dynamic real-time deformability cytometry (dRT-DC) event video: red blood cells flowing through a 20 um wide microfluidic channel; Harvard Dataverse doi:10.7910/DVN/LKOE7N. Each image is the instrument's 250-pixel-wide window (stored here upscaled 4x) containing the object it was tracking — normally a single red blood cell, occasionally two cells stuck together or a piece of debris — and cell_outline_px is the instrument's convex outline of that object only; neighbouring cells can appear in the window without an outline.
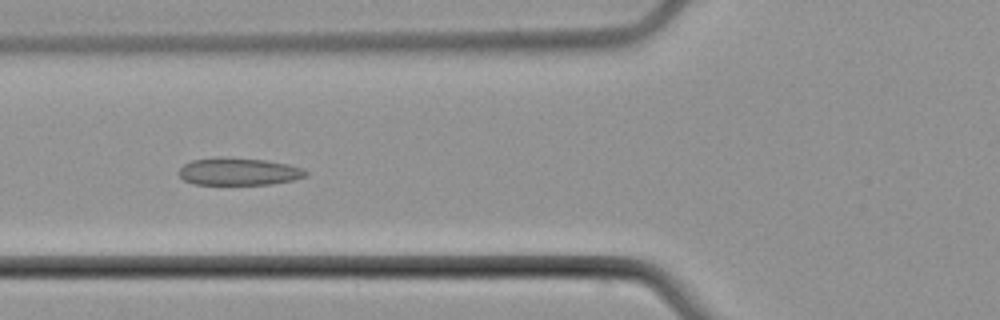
{"species": "common noctule bat (a hibernating species)", "species_latin": "Nyctalus noctula", "temperature_condition": "cold", "stored_images_in_passage": 5, "camera_frame_rate_fps": 3000, "um_per_image_px": 0.085, "animal": {"sex": "male", "body_mass_g": 21.5, "forearm_length_mm": 52.0}, "frame": {"image": 1, "passage_image": 5, "time_ms": 5.0, "image_size_px": [1000, 320], "cell_outline_px": [[308, 176], [296, 180], [272, 184], [192, 184], [184, 180], [180, 176], [180, 168], [184, 164], [192, 160], [264, 160], [288, 164], [304, 168], [308, 172]], "centroid_in_image_um": [20.4, 14.64], "position_along_channel_um": 105.4, "area_um2": 19.42}}